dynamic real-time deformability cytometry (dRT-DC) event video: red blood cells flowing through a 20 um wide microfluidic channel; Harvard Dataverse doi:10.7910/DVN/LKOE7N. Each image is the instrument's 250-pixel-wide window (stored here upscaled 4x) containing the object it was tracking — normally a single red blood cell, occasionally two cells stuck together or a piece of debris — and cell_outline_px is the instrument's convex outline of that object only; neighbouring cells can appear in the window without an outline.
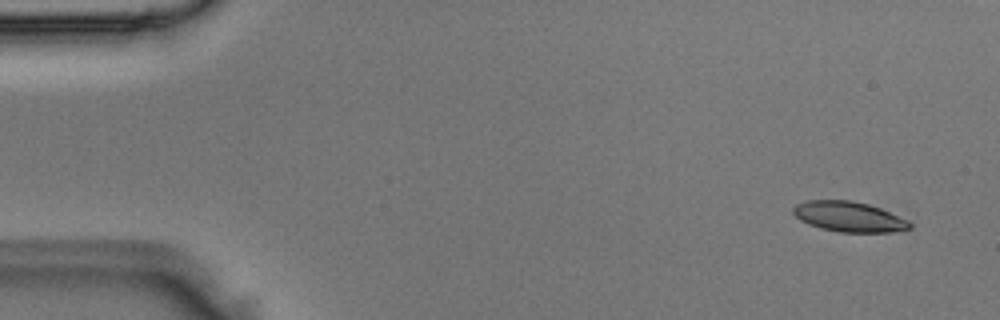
{"species": "Egyptian fruit bat (a non-hibernating species)", "species_latin": "Rousettus aegyptiacus", "temperature_condition": "room temperature", "stored_images_in_passage": 5, "camera_frame_rate_fps": 3000, "um_per_image_px": 0.085, "animal": {"sex": "male"}, "frame": {"image": 1, "passage_image": 1, "time_ms": 0.0, "image_size_px": [1000, 320], "cell_outline_px": [[912, 228], [892, 232], [840, 232], [820, 228], [808, 224], [800, 220], [792, 212], [792, 208], [796, 204], [808, 200], [848, 200], [868, 204], [880, 208], [908, 220], [912, 224]], "centroid_in_image_um": [72.15, 18.42], "position_along_channel_um": 12.8, "area_um2": 20.52}}